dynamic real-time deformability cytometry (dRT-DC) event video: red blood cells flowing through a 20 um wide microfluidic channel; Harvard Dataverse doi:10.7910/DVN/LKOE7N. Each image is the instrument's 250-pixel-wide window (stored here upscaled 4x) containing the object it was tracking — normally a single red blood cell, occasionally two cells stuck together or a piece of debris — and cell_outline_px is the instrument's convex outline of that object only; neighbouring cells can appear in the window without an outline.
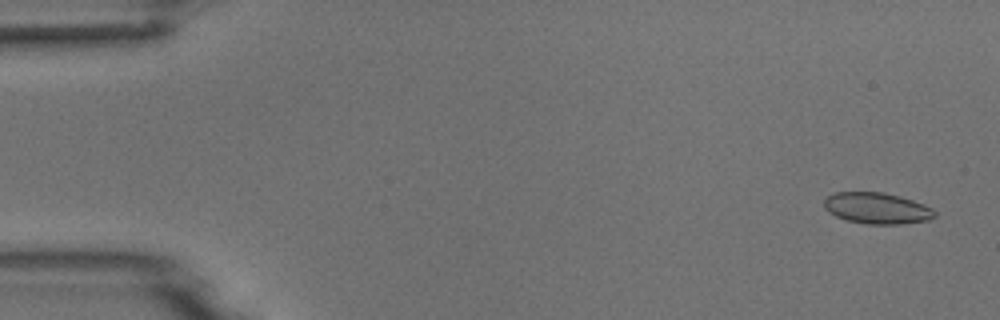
{"species": "common noctule bat (a hibernating species)", "species_latin": "Nyctalus noctula", "temperature_condition": "room temperature", "stored_images_in_passage": 7, "camera_frame_rate_fps": 3000, "um_per_image_px": 0.085, "animal": {"sex": "male", "body_mass_g": 18.8}, "frame": {"image": 1, "passage_image": 1, "time_ms": 0.0, "image_size_px": [1000, 320], "cell_outline_px": [[936, 216], [928, 220], [900, 224], [868, 224], [844, 220], [828, 212], [824, 208], [824, 200], [828, 196], [836, 192], [884, 192], [900, 196], [924, 204], [932, 208], [936, 212]], "centroid_in_image_um": [74.54, 17.7], "position_along_channel_um": 10.5, "area_um2": 20.23}}
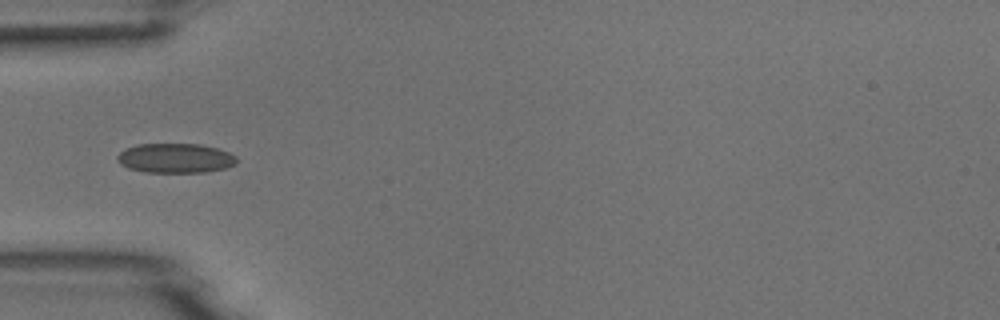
{"frame": {"image": 2, "passage_image": 4, "time_ms": 5.0, "image_size_px": [1000, 320], "cell_outline_px": [[236, 164], [224, 168], [204, 172], [144, 172], [128, 168], [120, 164], [116, 160], [116, 156], [124, 148], [136, 144], [200, 144], [216, 148], [228, 152], [236, 156]], "centroid_in_image_um": [14.85, 13.44], "position_along_channel_um": 70.1, "area_um2": 20.63}}